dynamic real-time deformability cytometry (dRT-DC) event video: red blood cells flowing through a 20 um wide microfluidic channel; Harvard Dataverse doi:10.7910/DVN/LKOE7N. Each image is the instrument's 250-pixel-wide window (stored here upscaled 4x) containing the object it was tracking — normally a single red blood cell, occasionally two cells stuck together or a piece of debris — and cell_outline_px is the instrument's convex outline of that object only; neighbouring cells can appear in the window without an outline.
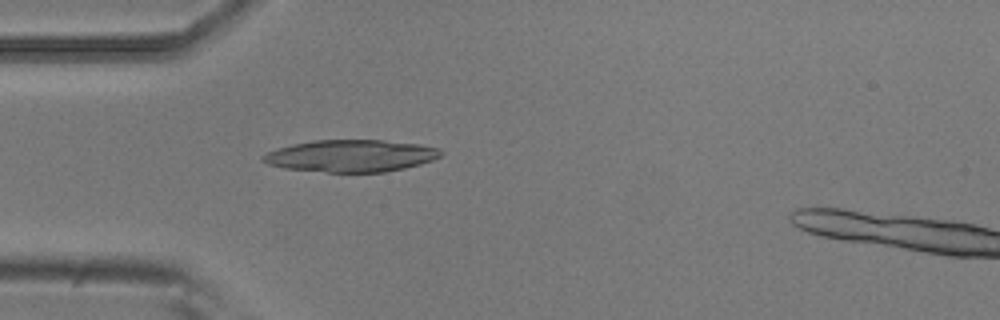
{"species": "common noctule bat (a hibernating species)", "species_latin": "Nyctalus noctula", "temperature_condition": "room temperature", "stored_images_in_passage": 7, "camera_frame_rate_fps": 3000, "um_per_image_px": 0.085, "animal": {"sex": "male", "body_mass_g": 20.5, "forearm_length_mm": 52.5}, "frame": {"image": 1, "passage_image": 1, "time_ms": 0.0, "image_size_px": [1000, 320], "cell_outline_px": [[444, 152], [440, 156], [432, 160], [420, 164], [404, 168], [384, 172], [328, 172], [284, 168], [268, 164], [260, 160], [260, 156], [276, 148], [292, 144], [312, 140], [384, 140], [420, 144], [440, 148]], "centroid_in_image_um": [29.82, 13.24], "position_along_channel_um": 55.2, "area_um2": 33.41}}